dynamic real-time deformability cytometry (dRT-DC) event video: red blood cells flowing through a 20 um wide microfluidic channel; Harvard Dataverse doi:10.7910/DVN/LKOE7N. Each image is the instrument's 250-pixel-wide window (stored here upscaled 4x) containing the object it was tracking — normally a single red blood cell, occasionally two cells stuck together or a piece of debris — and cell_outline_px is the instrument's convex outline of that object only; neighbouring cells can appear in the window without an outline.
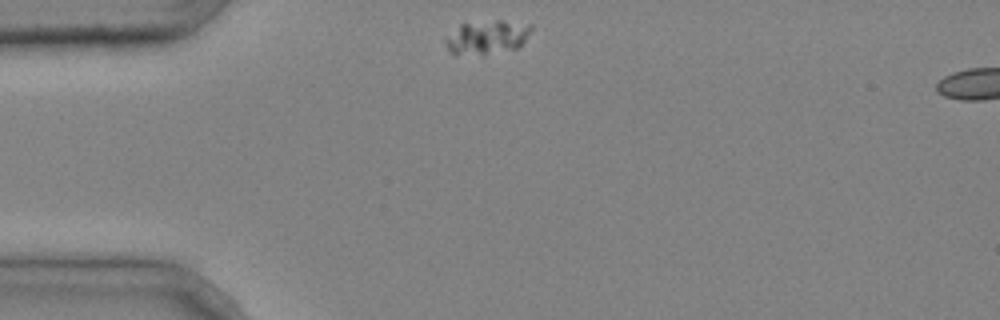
{"species": "common noctule bat (a hibernating species)", "species_latin": "Nyctalus noctula", "temperature_condition": "cold", "stored_images_in_passage": 2, "camera_frame_rate_fps": 3000, "um_per_image_px": 0.085, "animal": {"sex": "male", "body_mass_g": 20.4}, "frame": {"image": 1, "passage_image": 1, "time_ms": 0.0, "image_size_px": [1000, 320], "cell_outline_px": [[532, 28], [524, 40], [516, 48], [484, 52], [452, 52], [444, 44], [444, 40], [460, 24], [496, 20], [504, 20], [532, 24]], "centroid_in_image_um": [41.43, 3.08], "position_along_channel_um": 43.6, "area_um2": 15.84}}